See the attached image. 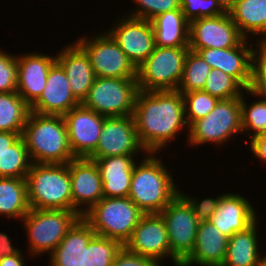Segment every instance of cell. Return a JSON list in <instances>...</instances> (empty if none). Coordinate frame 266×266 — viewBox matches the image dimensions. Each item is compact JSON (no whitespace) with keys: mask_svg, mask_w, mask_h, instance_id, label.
<instances>
[{"mask_svg":"<svg viewBox=\"0 0 266 266\" xmlns=\"http://www.w3.org/2000/svg\"><path fill=\"white\" fill-rule=\"evenodd\" d=\"M133 118L140 143L148 153L160 154L185 129L188 138L184 100L178 90H138Z\"/></svg>","mask_w":266,"mask_h":266,"instance_id":"obj_1","label":"cell"},{"mask_svg":"<svg viewBox=\"0 0 266 266\" xmlns=\"http://www.w3.org/2000/svg\"><path fill=\"white\" fill-rule=\"evenodd\" d=\"M141 156L134 165L128 197L144 214H159L180 193V186L158 153Z\"/></svg>","mask_w":266,"mask_h":266,"instance_id":"obj_2","label":"cell"},{"mask_svg":"<svg viewBox=\"0 0 266 266\" xmlns=\"http://www.w3.org/2000/svg\"><path fill=\"white\" fill-rule=\"evenodd\" d=\"M22 137L32 163L65 164L74 159L63 115L29 112Z\"/></svg>","mask_w":266,"mask_h":266,"instance_id":"obj_3","label":"cell"},{"mask_svg":"<svg viewBox=\"0 0 266 266\" xmlns=\"http://www.w3.org/2000/svg\"><path fill=\"white\" fill-rule=\"evenodd\" d=\"M30 208L73 210L68 164L32 163L26 176Z\"/></svg>","mask_w":266,"mask_h":266,"instance_id":"obj_4","label":"cell"},{"mask_svg":"<svg viewBox=\"0 0 266 266\" xmlns=\"http://www.w3.org/2000/svg\"><path fill=\"white\" fill-rule=\"evenodd\" d=\"M81 216L73 210L33 209L21 220L27 235V255L49 256Z\"/></svg>","mask_w":266,"mask_h":266,"instance_id":"obj_5","label":"cell"},{"mask_svg":"<svg viewBox=\"0 0 266 266\" xmlns=\"http://www.w3.org/2000/svg\"><path fill=\"white\" fill-rule=\"evenodd\" d=\"M143 215L129 197H103L82 217L96 235L117 240L124 246Z\"/></svg>","mask_w":266,"mask_h":266,"instance_id":"obj_6","label":"cell"},{"mask_svg":"<svg viewBox=\"0 0 266 266\" xmlns=\"http://www.w3.org/2000/svg\"><path fill=\"white\" fill-rule=\"evenodd\" d=\"M243 135L241 125V97L219 100L214 109L204 118L196 120L190 127L186 145L188 147L228 145L235 135Z\"/></svg>","mask_w":266,"mask_h":266,"instance_id":"obj_7","label":"cell"},{"mask_svg":"<svg viewBox=\"0 0 266 266\" xmlns=\"http://www.w3.org/2000/svg\"><path fill=\"white\" fill-rule=\"evenodd\" d=\"M189 47L155 46L151 55L137 68L138 89L142 91L177 90Z\"/></svg>","mask_w":266,"mask_h":266,"instance_id":"obj_8","label":"cell"},{"mask_svg":"<svg viewBox=\"0 0 266 266\" xmlns=\"http://www.w3.org/2000/svg\"><path fill=\"white\" fill-rule=\"evenodd\" d=\"M138 90L137 78L96 77L81 104L105 117L133 115Z\"/></svg>","mask_w":266,"mask_h":266,"instance_id":"obj_9","label":"cell"},{"mask_svg":"<svg viewBox=\"0 0 266 266\" xmlns=\"http://www.w3.org/2000/svg\"><path fill=\"white\" fill-rule=\"evenodd\" d=\"M103 31L95 32L92 36L89 34V37L84 35L75 40L88 55L96 77L137 78V68L112 36Z\"/></svg>","mask_w":266,"mask_h":266,"instance_id":"obj_10","label":"cell"},{"mask_svg":"<svg viewBox=\"0 0 266 266\" xmlns=\"http://www.w3.org/2000/svg\"><path fill=\"white\" fill-rule=\"evenodd\" d=\"M159 214L166 224L171 254L182 264L193 252L200 221L180 193Z\"/></svg>","mask_w":266,"mask_h":266,"instance_id":"obj_11","label":"cell"},{"mask_svg":"<svg viewBox=\"0 0 266 266\" xmlns=\"http://www.w3.org/2000/svg\"><path fill=\"white\" fill-rule=\"evenodd\" d=\"M124 247L132 253L155 260L161 266L169 258L174 266H181L171 254L166 224L160 214H144Z\"/></svg>","mask_w":266,"mask_h":266,"instance_id":"obj_12","label":"cell"},{"mask_svg":"<svg viewBox=\"0 0 266 266\" xmlns=\"http://www.w3.org/2000/svg\"><path fill=\"white\" fill-rule=\"evenodd\" d=\"M120 17L111 24L112 28L108 27L106 30L127 58L138 68L155 48L152 23L126 14H121Z\"/></svg>","mask_w":266,"mask_h":266,"instance_id":"obj_13","label":"cell"},{"mask_svg":"<svg viewBox=\"0 0 266 266\" xmlns=\"http://www.w3.org/2000/svg\"><path fill=\"white\" fill-rule=\"evenodd\" d=\"M148 152L140 143L133 115L105 117L92 160L110 156L141 155Z\"/></svg>","mask_w":266,"mask_h":266,"instance_id":"obj_14","label":"cell"},{"mask_svg":"<svg viewBox=\"0 0 266 266\" xmlns=\"http://www.w3.org/2000/svg\"><path fill=\"white\" fill-rule=\"evenodd\" d=\"M244 39L228 12L190 22L189 49L194 52L207 48H232Z\"/></svg>","mask_w":266,"mask_h":266,"instance_id":"obj_15","label":"cell"},{"mask_svg":"<svg viewBox=\"0 0 266 266\" xmlns=\"http://www.w3.org/2000/svg\"><path fill=\"white\" fill-rule=\"evenodd\" d=\"M63 117L67 127L69 146L74 157L88 158L99 143L105 116L79 104Z\"/></svg>","mask_w":266,"mask_h":266,"instance_id":"obj_16","label":"cell"},{"mask_svg":"<svg viewBox=\"0 0 266 266\" xmlns=\"http://www.w3.org/2000/svg\"><path fill=\"white\" fill-rule=\"evenodd\" d=\"M71 178L73 211L81 217L103 198L99 168L90 158L75 157L67 163Z\"/></svg>","mask_w":266,"mask_h":266,"instance_id":"obj_17","label":"cell"},{"mask_svg":"<svg viewBox=\"0 0 266 266\" xmlns=\"http://www.w3.org/2000/svg\"><path fill=\"white\" fill-rule=\"evenodd\" d=\"M255 41L244 39L238 46L199 49L197 53L212 68L234 77L245 89L252 85L253 50Z\"/></svg>","mask_w":266,"mask_h":266,"instance_id":"obj_18","label":"cell"},{"mask_svg":"<svg viewBox=\"0 0 266 266\" xmlns=\"http://www.w3.org/2000/svg\"><path fill=\"white\" fill-rule=\"evenodd\" d=\"M56 62V55L39 52L20 53L17 56V93L31 106L43 92L48 72Z\"/></svg>","mask_w":266,"mask_h":266,"instance_id":"obj_19","label":"cell"},{"mask_svg":"<svg viewBox=\"0 0 266 266\" xmlns=\"http://www.w3.org/2000/svg\"><path fill=\"white\" fill-rule=\"evenodd\" d=\"M222 194L217 210L209 220L228 238L244 231L258 219L256 208L245 196L228 191Z\"/></svg>","mask_w":266,"mask_h":266,"instance_id":"obj_20","label":"cell"},{"mask_svg":"<svg viewBox=\"0 0 266 266\" xmlns=\"http://www.w3.org/2000/svg\"><path fill=\"white\" fill-rule=\"evenodd\" d=\"M79 104L71 92L65 71L56 61L48 72L43 92L30 106V111L39 114L64 115Z\"/></svg>","mask_w":266,"mask_h":266,"instance_id":"obj_21","label":"cell"},{"mask_svg":"<svg viewBox=\"0 0 266 266\" xmlns=\"http://www.w3.org/2000/svg\"><path fill=\"white\" fill-rule=\"evenodd\" d=\"M56 61L66 73L73 96L81 104L96 79L88 55L74 42L60 48Z\"/></svg>","mask_w":266,"mask_h":266,"instance_id":"obj_22","label":"cell"},{"mask_svg":"<svg viewBox=\"0 0 266 266\" xmlns=\"http://www.w3.org/2000/svg\"><path fill=\"white\" fill-rule=\"evenodd\" d=\"M228 242L229 238L210 221L199 222L193 252L181 266H221Z\"/></svg>","mask_w":266,"mask_h":266,"instance_id":"obj_23","label":"cell"},{"mask_svg":"<svg viewBox=\"0 0 266 266\" xmlns=\"http://www.w3.org/2000/svg\"><path fill=\"white\" fill-rule=\"evenodd\" d=\"M137 157L140 156L121 155L95 160L101 174L103 197H128Z\"/></svg>","mask_w":266,"mask_h":266,"instance_id":"obj_24","label":"cell"},{"mask_svg":"<svg viewBox=\"0 0 266 266\" xmlns=\"http://www.w3.org/2000/svg\"><path fill=\"white\" fill-rule=\"evenodd\" d=\"M95 235L90 224L80 217L48 256L49 266H83L84 247Z\"/></svg>","mask_w":266,"mask_h":266,"instance_id":"obj_25","label":"cell"},{"mask_svg":"<svg viewBox=\"0 0 266 266\" xmlns=\"http://www.w3.org/2000/svg\"><path fill=\"white\" fill-rule=\"evenodd\" d=\"M259 220L260 217L244 231L236 232L229 238L226 257L221 266H259L262 255L260 249L263 250L259 239Z\"/></svg>","mask_w":266,"mask_h":266,"instance_id":"obj_26","label":"cell"},{"mask_svg":"<svg viewBox=\"0 0 266 266\" xmlns=\"http://www.w3.org/2000/svg\"><path fill=\"white\" fill-rule=\"evenodd\" d=\"M227 12L246 39H266V0H236Z\"/></svg>","mask_w":266,"mask_h":266,"instance_id":"obj_27","label":"cell"},{"mask_svg":"<svg viewBox=\"0 0 266 266\" xmlns=\"http://www.w3.org/2000/svg\"><path fill=\"white\" fill-rule=\"evenodd\" d=\"M155 46L181 48L189 47L190 22L181 9L162 13L151 20Z\"/></svg>","mask_w":266,"mask_h":266,"instance_id":"obj_28","label":"cell"},{"mask_svg":"<svg viewBox=\"0 0 266 266\" xmlns=\"http://www.w3.org/2000/svg\"><path fill=\"white\" fill-rule=\"evenodd\" d=\"M29 209L26 178L0 177V216L21 221Z\"/></svg>","mask_w":266,"mask_h":266,"instance_id":"obj_29","label":"cell"},{"mask_svg":"<svg viewBox=\"0 0 266 266\" xmlns=\"http://www.w3.org/2000/svg\"><path fill=\"white\" fill-rule=\"evenodd\" d=\"M30 106L17 92L0 93V131L22 136Z\"/></svg>","mask_w":266,"mask_h":266,"instance_id":"obj_30","label":"cell"},{"mask_svg":"<svg viewBox=\"0 0 266 266\" xmlns=\"http://www.w3.org/2000/svg\"><path fill=\"white\" fill-rule=\"evenodd\" d=\"M249 95L256 99L250 104L246 98H249ZM241 125L243 134H246L250 139L266 132V97L256 95L250 89H246L242 93Z\"/></svg>","mask_w":266,"mask_h":266,"instance_id":"obj_31","label":"cell"},{"mask_svg":"<svg viewBox=\"0 0 266 266\" xmlns=\"http://www.w3.org/2000/svg\"><path fill=\"white\" fill-rule=\"evenodd\" d=\"M31 165L25 141L20 136L0 156V177L26 178Z\"/></svg>","mask_w":266,"mask_h":266,"instance_id":"obj_32","label":"cell"},{"mask_svg":"<svg viewBox=\"0 0 266 266\" xmlns=\"http://www.w3.org/2000/svg\"><path fill=\"white\" fill-rule=\"evenodd\" d=\"M212 68L194 51L189 50L184 63V70L177 90L182 94L203 90Z\"/></svg>","mask_w":266,"mask_h":266,"instance_id":"obj_33","label":"cell"},{"mask_svg":"<svg viewBox=\"0 0 266 266\" xmlns=\"http://www.w3.org/2000/svg\"><path fill=\"white\" fill-rule=\"evenodd\" d=\"M122 247L117 240L95 235L84 247L83 266H112Z\"/></svg>","mask_w":266,"mask_h":266,"instance_id":"obj_34","label":"cell"},{"mask_svg":"<svg viewBox=\"0 0 266 266\" xmlns=\"http://www.w3.org/2000/svg\"><path fill=\"white\" fill-rule=\"evenodd\" d=\"M246 89L232 76L219 69H212L208 74L203 91L219 100L241 97Z\"/></svg>","mask_w":266,"mask_h":266,"instance_id":"obj_35","label":"cell"},{"mask_svg":"<svg viewBox=\"0 0 266 266\" xmlns=\"http://www.w3.org/2000/svg\"><path fill=\"white\" fill-rule=\"evenodd\" d=\"M184 100L185 119L188 127L196 120L207 116L218 103L217 97L203 90L182 94Z\"/></svg>","mask_w":266,"mask_h":266,"instance_id":"obj_36","label":"cell"},{"mask_svg":"<svg viewBox=\"0 0 266 266\" xmlns=\"http://www.w3.org/2000/svg\"><path fill=\"white\" fill-rule=\"evenodd\" d=\"M132 2L136 4V9L125 11L126 15L148 21L162 13L181 7V0H132Z\"/></svg>","mask_w":266,"mask_h":266,"instance_id":"obj_37","label":"cell"},{"mask_svg":"<svg viewBox=\"0 0 266 266\" xmlns=\"http://www.w3.org/2000/svg\"><path fill=\"white\" fill-rule=\"evenodd\" d=\"M250 90L256 95L266 97V39L255 41Z\"/></svg>","mask_w":266,"mask_h":266,"instance_id":"obj_38","label":"cell"},{"mask_svg":"<svg viewBox=\"0 0 266 266\" xmlns=\"http://www.w3.org/2000/svg\"><path fill=\"white\" fill-rule=\"evenodd\" d=\"M180 9L189 22L227 13L217 0H181Z\"/></svg>","mask_w":266,"mask_h":266,"instance_id":"obj_39","label":"cell"},{"mask_svg":"<svg viewBox=\"0 0 266 266\" xmlns=\"http://www.w3.org/2000/svg\"><path fill=\"white\" fill-rule=\"evenodd\" d=\"M9 92H17V54L14 55L1 49L0 93Z\"/></svg>","mask_w":266,"mask_h":266,"instance_id":"obj_40","label":"cell"},{"mask_svg":"<svg viewBox=\"0 0 266 266\" xmlns=\"http://www.w3.org/2000/svg\"><path fill=\"white\" fill-rule=\"evenodd\" d=\"M180 194L188 201V203L192 206L195 216L198 220L201 221H209L211 216L217 210V206L219 200L223 193H219L216 197L209 198H199L187 195L180 189Z\"/></svg>","mask_w":266,"mask_h":266,"instance_id":"obj_41","label":"cell"},{"mask_svg":"<svg viewBox=\"0 0 266 266\" xmlns=\"http://www.w3.org/2000/svg\"><path fill=\"white\" fill-rule=\"evenodd\" d=\"M112 266H161L155 260L128 251L124 246L117 253Z\"/></svg>","mask_w":266,"mask_h":266,"instance_id":"obj_42","label":"cell"},{"mask_svg":"<svg viewBox=\"0 0 266 266\" xmlns=\"http://www.w3.org/2000/svg\"><path fill=\"white\" fill-rule=\"evenodd\" d=\"M246 142H249L247 145H249V149H251L250 152H252L251 154H253V158L255 157L260 162L266 164V132L261 133L248 141L246 140Z\"/></svg>","mask_w":266,"mask_h":266,"instance_id":"obj_43","label":"cell"},{"mask_svg":"<svg viewBox=\"0 0 266 266\" xmlns=\"http://www.w3.org/2000/svg\"><path fill=\"white\" fill-rule=\"evenodd\" d=\"M12 239L5 232H0V260L5 256L17 254L21 249L12 245Z\"/></svg>","mask_w":266,"mask_h":266,"instance_id":"obj_44","label":"cell"},{"mask_svg":"<svg viewBox=\"0 0 266 266\" xmlns=\"http://www.w3.org/2000/svg\"><path fill=\"white\" fill-rule=\"evenodd\" d=\"M20 250L17 254L12 256H5L0 260V266H26V255Z\"/></svg>","mask_w":266,"mask_h":266,"instance_id":"obj_45","label":"cell"},{"mask_svg":"<svg viewBox=\"0 0 266 266\" xmlns=\"http://www.w3.org/2000/svg\"><path fill=\"white\" fill-rule=\"evenodd\" d=\"M20 135L18 133L0 131V156L13 144Z\"/></svg>","mask_w":266,"mask_h":266,"instance_id":"obj_46","label":"cell"},{"mask_svg":"<svg viewBox=\"0 0 266 266\" xmlns=\"http://www.w3.org/2000/svg\"><path fill=\"white\" fill-rule=\"evenodd\" d=\"M217 1L226 11H228L236 2V0H217Z\"/></svg>","mask_w":266,"mask_h":266,"instance_id":"obj_47","label":"cell"},{"mask_svg":"<svg viewBox=\"0 0 266 266\" xmlns=\"http://www.w3.org/2000/svg\"><path fill=\"white\" fill-rule=\"evenodd\" d=\"M259 266H266V252L262 253ZM265 254V255H264Z\"/></svg>","mask_w":266,"mask_h":266,"instance_id":"obj_48","label":"cell"}]
</instances>
